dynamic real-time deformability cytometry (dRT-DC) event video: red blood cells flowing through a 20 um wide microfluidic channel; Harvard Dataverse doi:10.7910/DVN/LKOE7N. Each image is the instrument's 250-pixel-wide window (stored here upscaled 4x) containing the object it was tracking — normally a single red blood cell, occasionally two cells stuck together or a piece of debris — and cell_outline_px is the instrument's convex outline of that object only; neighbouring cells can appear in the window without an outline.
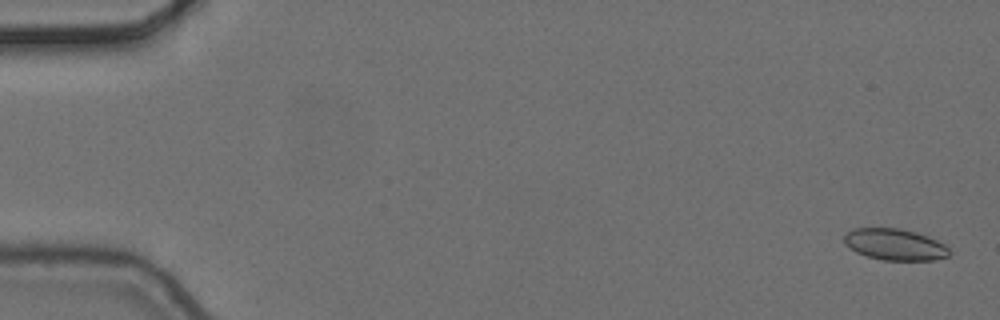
{"species": "common noctule bat (a hibernating species)", "species_latin": "Nyctalus noctula", "temperature_condition": "cold", "stored_images_in_passage": 5, "camera_frame_rate_fps": 3000, "um_per_image_px": 0.085, "animal": {"sex": "female", "body_mass_g": 24.6, "forearm_length_mm": 56.2}, "frame": {"image": 1, "passage_image": 1, "time_ms": 0.0, "image_size_px": [1000, 320], "cell_outline_px": [[952, 252], [948, 256], [936, 260], [884, 260], [868, 256], [856, 252], [844, 244], [844, 236], [852, 228], [900, 228], [928, 236], [944, 244]], "centroid_in_image_um": [76.07, 20.78], "position_along_channel_um": 8.9, "area_um2": 19.25}}
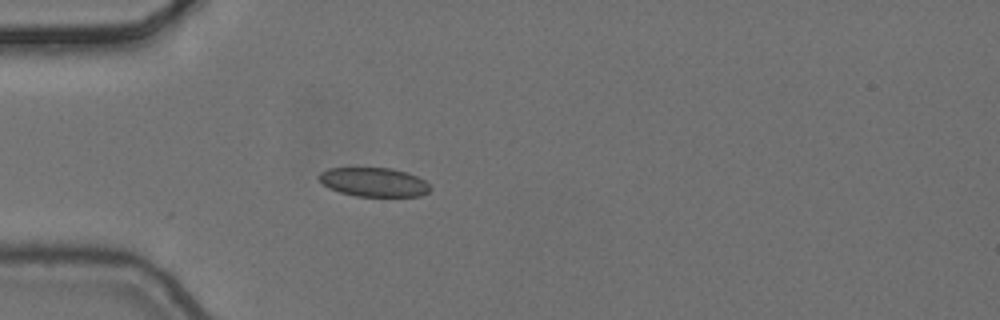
{"frame": {"image": 2, "passage_image": 5, "time_ms": 1.333, "image_size_px": [1000, 320], "cell_outline_px": [[432, 188], [428, 192], [420, 196], [356, 196], [340, 192], [328, 188], [320, 180], [320, 172], [328, 168], [392, 168], [408, 172], [424, 180]], "centroid_in_image_um": [31.8, 15.48], "position_along_channel_um": 53.2, "area_um2": 18.73}}